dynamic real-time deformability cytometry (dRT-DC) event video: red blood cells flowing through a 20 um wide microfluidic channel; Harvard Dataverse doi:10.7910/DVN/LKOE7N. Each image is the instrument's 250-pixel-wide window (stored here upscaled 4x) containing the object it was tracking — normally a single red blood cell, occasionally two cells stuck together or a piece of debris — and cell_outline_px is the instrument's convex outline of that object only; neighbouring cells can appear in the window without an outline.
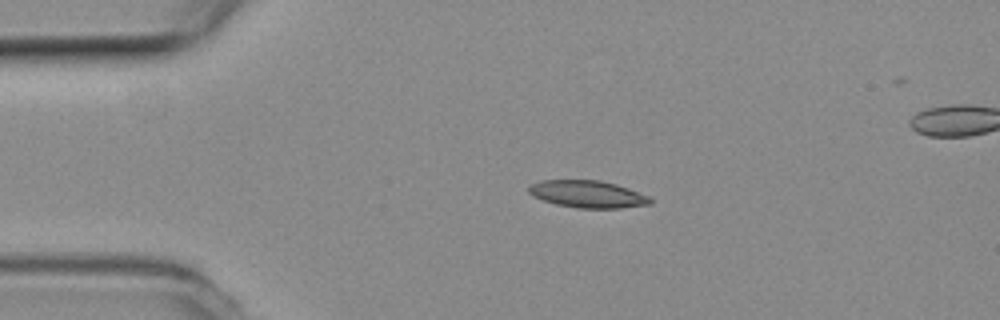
{"species": "common noctule bat (a hibernating species)", "species_latin": "Nyctalus noctula", "temperature_condition": "room temperature", "stored_images_in_passage": 45, "segment_of_instrument_passage": [1, 2], "camera_frame_rate_fps": 3000, "um_per_image_px": 0.085, "animal": {"sex": "female", "body_mass_g": 19.3, "forearm_length_mm": 54.1}, "frame": {"image": 1, "passage_image": 1, "time_ms": 0.0, "image_size_px": [1000, 320], "cell_outline_px": [[652, 204], [620, 208], [576, 208], [556, 204], [532, 196], [528, 192], [528, 184], [540, 180], [600, 180], [616, 184], [628, 188], [648, 196], [652, 200]], "centroid_in_image_um": [49.92, 16.49], "position_along_channel_um": 35.1, "area_um2": 19.36}}
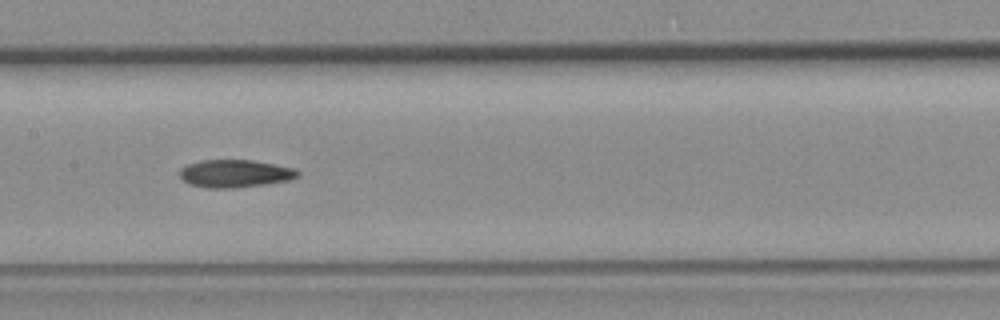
{"frame": {"image": 2, "passage_image": 16, "time_ms": 5.0, "image_size_px": [1000, 320], "cell_outline_px": [[300, 176], [288, 180], [264, 184], [236, 188], [208, 188], [188, 184], [180, 176], [180, 168], [188, 164], [200, 160], [252, 160], [296, 168], [300, 172]], "centroid_in_image_um": [19.98, 14.75], "position_along_channel_um": 187.4, "area_um2": 19.13}}
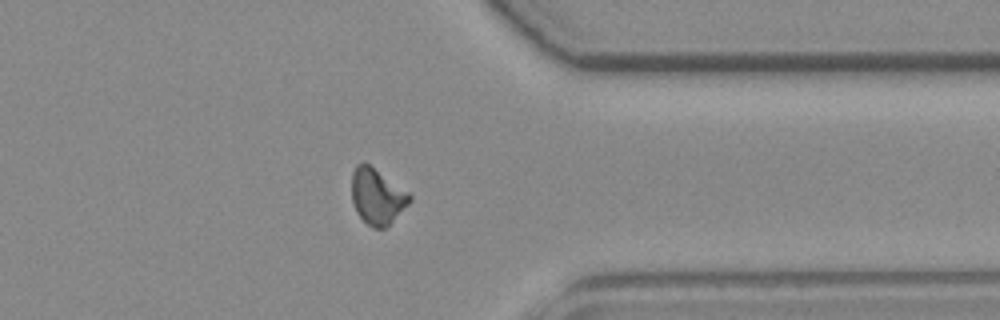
{"frame": {"image": 3, "passage_image": 32, "time_ms": 10.333, "image_size_px": [1000, 320], "cell_outline_px": [[412, 200], [384, 228], [372, 228], [356, 212], [352, 200], [352, 172], [356, 164], [368, 164], [408, 192], [412, 196]], "centroid_in_image_um": [32.04, 16.7], "position_along_channel_um": 379.4, "area_um2": 18.32}}